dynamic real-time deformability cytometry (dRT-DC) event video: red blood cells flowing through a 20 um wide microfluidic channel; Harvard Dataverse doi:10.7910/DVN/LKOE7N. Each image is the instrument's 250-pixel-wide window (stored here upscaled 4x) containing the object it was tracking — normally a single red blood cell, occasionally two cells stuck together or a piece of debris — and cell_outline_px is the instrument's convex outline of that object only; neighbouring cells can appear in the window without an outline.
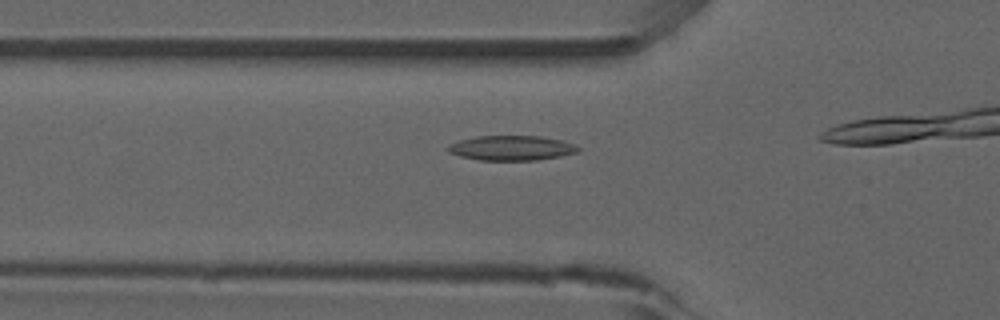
{"species": "common noctule bat (a hibernating species)", "species_latin": "Nyctalus noctula", "temperature_condition": "room temperature", "stored_images_in_passage": 4, "camera_frame_rate_fps": 3000, "um_per_image_px": 0.085, "animal": {"sex": "male", "forearm_length_mm": 52.5}, "frame": {"image": 1, "passage_image": 2, "time_ms": 0.333, "image_size_px": [1000, 320], "cell_outline_px": [[580, 152], [560, 156], [536, 160], [480, 160], [460, 156], [448, 152], [448, 144], [460, 140], [476, 136], [540, 136], [560, 140], [576, 144], [580, 148]], "centroid_in_image_um": [43.5, 12.58], "position_along_channel_um": 82.3, "area_um2": 18.84}}